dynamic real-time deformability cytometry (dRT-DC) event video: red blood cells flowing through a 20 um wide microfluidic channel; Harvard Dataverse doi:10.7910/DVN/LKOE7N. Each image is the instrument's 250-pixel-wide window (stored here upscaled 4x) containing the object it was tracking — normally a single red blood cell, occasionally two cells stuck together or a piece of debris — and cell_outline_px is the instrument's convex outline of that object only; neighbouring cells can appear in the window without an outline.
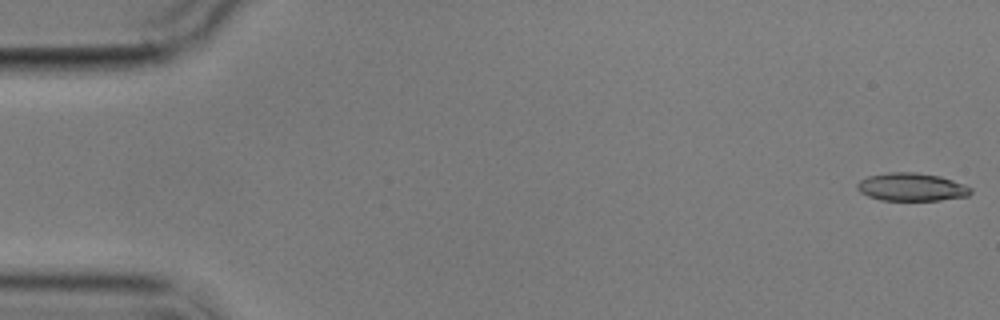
{"species": "common noctule bat (a hibernating species)", "species_latin": "Nyctalus noctula", "temperature_condition": "cold", "stored_images_in_passage": 5, "camera_frame_rate_fps": 3000, "um_per_image_px": 0.085, "animal": {"sex": "male", "body_mass_g": 17.9}, "frame": {"image": 1, "passage_image": 1, "time_ms": 0.0, "image_size_px": [1000, 320], "cell_outline_px": [[972, 192], [968, 196], [940, 200], [880, 200], [868, 196], [860, 192], [856, 188], [856, 184], [860, 180], [868, 176], [888, 172], [916, 172], [940, 176], [964, 184], [972, 188]], "centroid_in_image_um": [77.47, 15.89], "position_along_channel_um": 7.5, "area_um2": 18.61}}
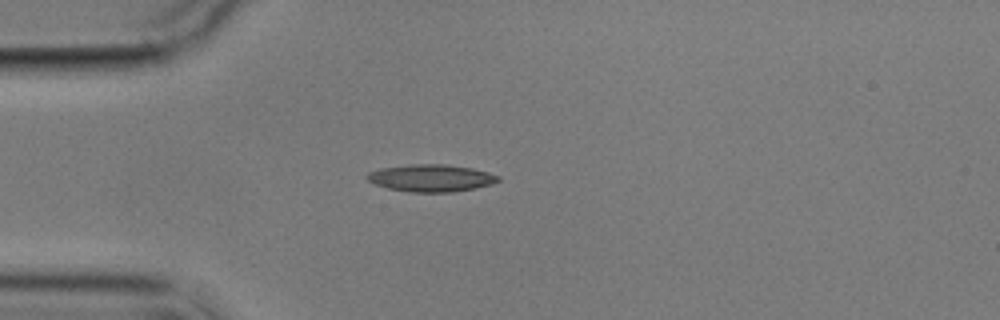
{"frame": {"image": 2, "passage_image": 5, "time_ms": 4.667, "image_size_px": [1000, 320], "cell_outline_px": [[500, 180], [492, 184], [476, 188], [452, 192], [408, 192], [388, 188], [376, 184], [368, 180], [364, 176], [368, 172], [380, 168], [412, 164], [444, 164], [472, 168], [488, 172], [500, 176]], "centroid_in_image_um": [36.64, 15.13], "position_along_channel_um": 48.4, "area_um2": 20.87}}